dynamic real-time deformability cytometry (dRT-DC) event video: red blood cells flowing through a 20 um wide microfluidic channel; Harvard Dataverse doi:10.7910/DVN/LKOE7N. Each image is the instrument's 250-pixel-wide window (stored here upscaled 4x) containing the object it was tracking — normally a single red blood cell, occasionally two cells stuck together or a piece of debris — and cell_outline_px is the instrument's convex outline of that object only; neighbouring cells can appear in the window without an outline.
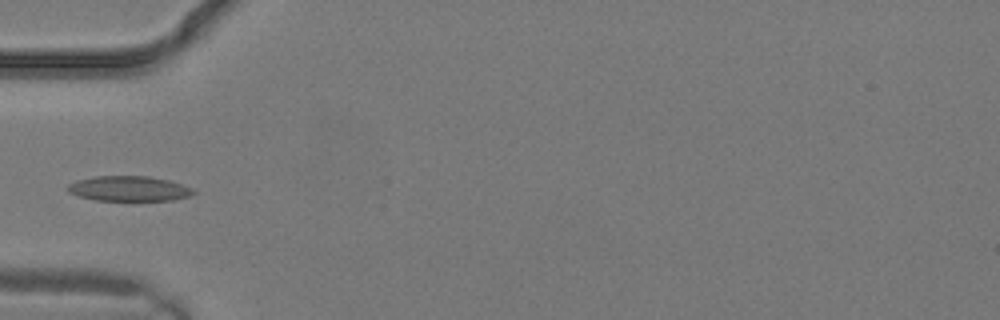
{"species": "common noctule bat (a hibernating species)", "species_latin": "Nyctalus noctula", "temperature_condition": "warm", "stored_images_in_passage": 3, "camera_frame_rate_fps": 3000, "um_per_image_px": 0.085, "animal": {"sex": "male", "body_mass_g": 19.2, "forearm_length_mm": 51.8}, "frame": {"image": 1, "passage_image": 3, "time_ms": 0.667, "image_size_px": [1000, 320], "cell_outline_px": [[196, 192], [192, 196], [172, 200], [96, 200], [80, 196], [68, 192], [68, 184], [76, 180], [96, 176], [148, 176], [168, 180], [192, 188]], "centroid_in_image_um": [10.98, 16.03], "position_along_channel_um": 74.0, "area_um2": 18.26}}